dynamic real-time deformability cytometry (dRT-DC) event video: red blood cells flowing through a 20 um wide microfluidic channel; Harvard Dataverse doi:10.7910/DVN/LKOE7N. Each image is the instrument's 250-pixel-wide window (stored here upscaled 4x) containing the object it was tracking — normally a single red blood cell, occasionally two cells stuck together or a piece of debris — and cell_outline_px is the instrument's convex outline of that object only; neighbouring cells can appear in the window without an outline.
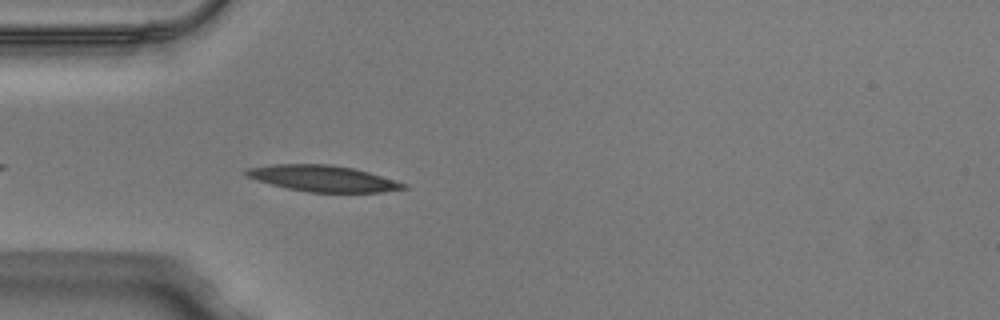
{"species": "Egyptian fruit bat (a non-hibernating species)", "species_latin": "Rousettus aegyptiacus", "temperature_condition": "warm", "stored_images_in_passage": 38, "camera_frame_rate_fps": 3000, "um_per_image_px": 0.085, "animal": {"sex": "male"}, "frame": {"image": 1, "passage_image": 3, "time_ms": 0.667, "image_size_px": [1000, 320], "cell_outline_px": [[408, 188], [380, 192], [308, 192], [288, 188], [256, 180], [244, 176], [244, 168], [272, 164], [328, 164], [352, 168], [368, 172], [408, 184]], "centroid_in_image_um": [27.4, 15.16], "position_along_channel_um": 57.6, "area_um2": 23.93}}
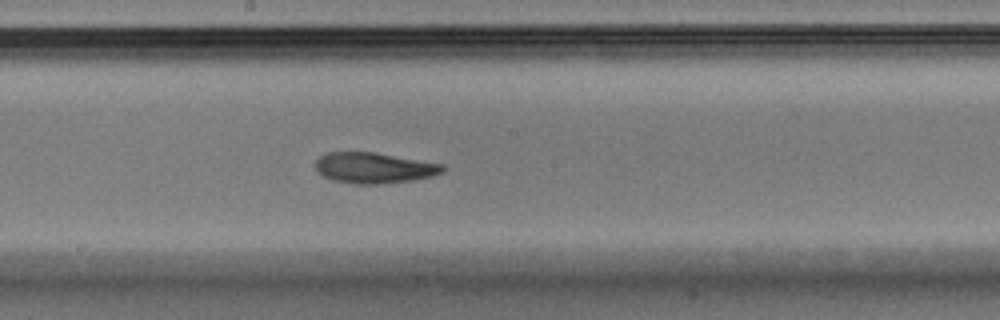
{"frame": {"image": 2, "passage_image": 15, "time_ms": 4.667, "image_size_px": [1000, 320], "cell_outline_px": [[444, 172], [432, 176], [412, 180], [380, 184], [352, 184], [332, 180], [324, 176], [316, 168], [316, 160], [320, 156], [328, 152], [376, 152], [444, 164]], "centroid_in_image_um": [31.82, 14.27], "position_along_channel_um": 216.4, "area_um2": 22.83}}
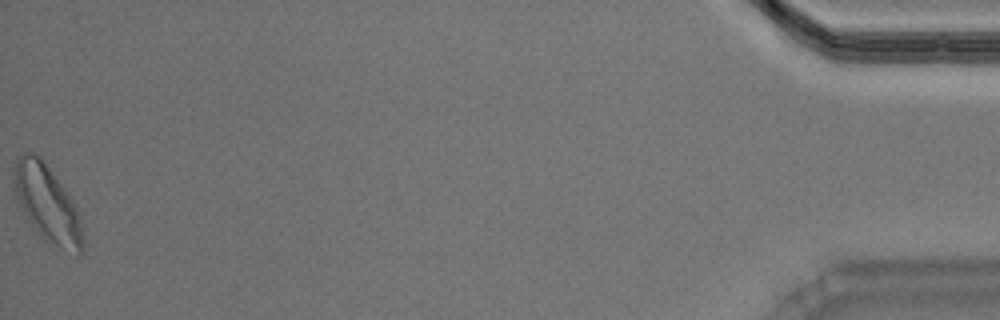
{"frame": {"image": 3, "passage_image": 38, "time_ms": 12.333, "image_size_px": [1000, 320], "cell_outline_px": [[84, 252], [76, 256], [44, 240], [28, 220], [16, 196], [12, 172], [16, 160], [24, 152], [32, 152], [40, 156], [76, 204], [80, 216], [84, 236]], "centroid_in_image_um": [4.06, 17.35], "position_along_channel_um": 431.1, "area_um2": 31.04}, "authors_computed_cell_mechanics": {"area_um2": 23.2645, "velocity_mm_per_s": 4.0648, "shape_relaxation_time_tau1_ms": null, "shape_relaxation_time_tau2_ms": 5.2793, "deformation_change_tau1": null, "deformation_change_tau2": 0.142}}